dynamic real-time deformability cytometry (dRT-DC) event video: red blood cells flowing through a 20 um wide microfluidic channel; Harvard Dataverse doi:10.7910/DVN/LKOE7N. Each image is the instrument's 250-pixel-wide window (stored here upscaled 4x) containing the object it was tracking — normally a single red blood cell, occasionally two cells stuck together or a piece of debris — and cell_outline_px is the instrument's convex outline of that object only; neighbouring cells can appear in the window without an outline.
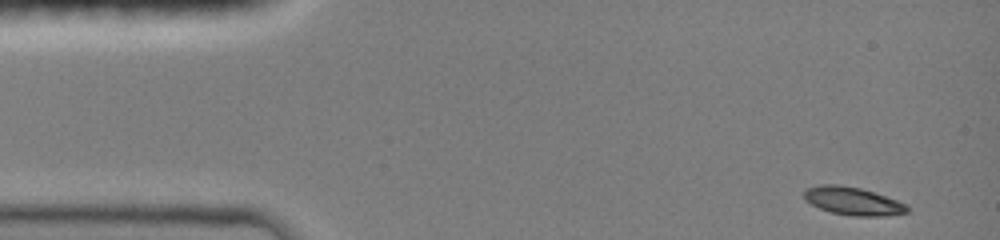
{"species": "common noctule bat (a hibernating species)", "species_latin": "Nyctalus noctula", "temperature_condition": "room temperature", "stored_images_in_passage": 44, "camera_frame_rate_fps": 3000, "um_per_image_px": 0.085, "animal": {"sex": "female", "body_mass_g": 19.0, "forearm_length_mm": 51.5}, "frame": {"image": 1, "passage_image": 1, "time_ms": 0.0, "image_size_px": [1000, 240], "cell_outline_px": [[908, 212], [884, 216], [856, 216], [832, 212], [820, 208], [804, 200], [804, 192], [808, 188], [820, 184], [836, 184], [860, 188], [908, 204]], "centroid_in_image_um": [72.49, 17.09], "position_along_channel_um": 12.5, "area_um2": 16.59}}
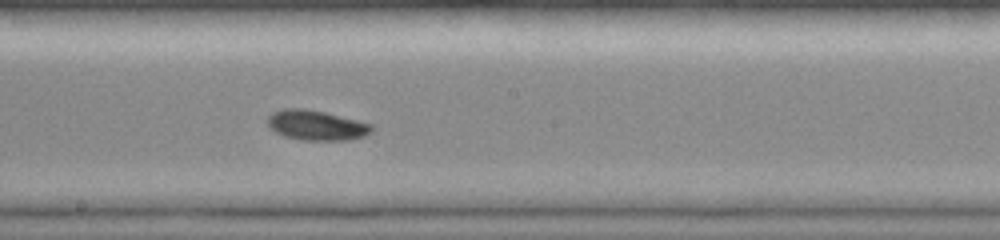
{"frame": {"image": 2, "passage_image": 24, "time_ms": 7.667, "image_size_px": [1000, 240], "cell_outline_px": [[372, 128], [364, 136], [348, 140], [304, 140], [284, 136], [276, 132], [268, 124], [268, 116], [272, 112], [284, 108], [304, 108], [324, 112], [372, 124]], "centroid_in_image_um": [26.86, 10.64], "position_along_channel_um": 221.3, "area_um2": 17.92}}
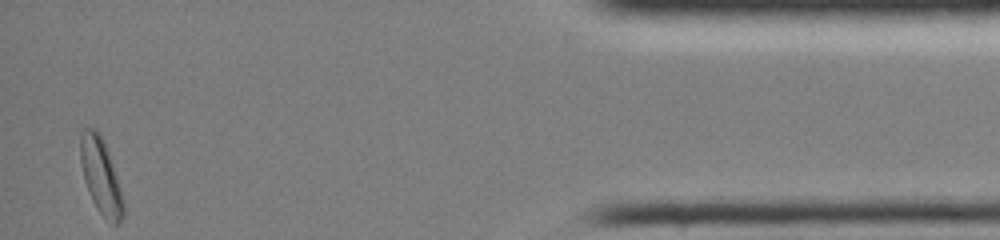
{"frame": {"image": 3, "passage_image": 44, "time_ms": 14.333, "image_size_px": [1000, 240], "cell_outline_px": [[124, 216], [120, 224], [112, 224], [96, 208], [92, 200], [84, 180], [80, 160], [80, 132], [84, 128], [96, 128], [100, 132], [108, 152], [120, 188], [124, 204]], "centroid_in_image_um": [8.56, 14.96], "position_along_channel_um": 426.6, "area_um2": 18.84}, "authors_computed_cell_mechanics": {"area_um2": 17.5712, "velocity_mm_per_s": 4.0379, "shape_relaxation_time_tau1_ms": 3.222, "shape_relaxation_time_tau2_ms": null, "deformation_change_tau1": 0.1183, "deformation_change_tau2": null}}